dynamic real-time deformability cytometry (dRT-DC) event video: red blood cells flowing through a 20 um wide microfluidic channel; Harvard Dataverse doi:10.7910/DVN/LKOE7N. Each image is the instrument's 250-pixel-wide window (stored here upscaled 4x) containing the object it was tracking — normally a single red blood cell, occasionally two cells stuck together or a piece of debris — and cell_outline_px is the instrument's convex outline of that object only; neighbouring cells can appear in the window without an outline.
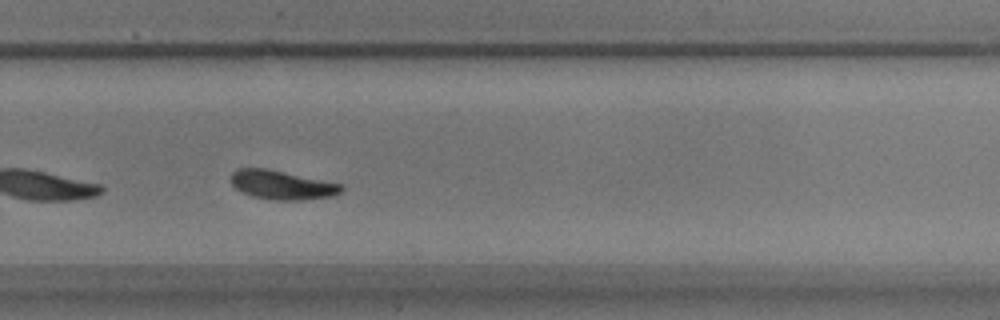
{"species": "common noctule bat (a hibernating species)", "species_latin": "Nyctalus noctula", "temperature_condition": "warm", "stored_images_in_passage": 31, "camera_frame_rate_fps": 3000, "um_per_image_px": 0.085, "animal": {"sex": "male", "body_mass_g": 17.9}, "frame": {"image": 1, "passage_image": 22, "time_ms": 7.0, "image_size_px": [1000, 320], "cell_outline_px": [[344, 188], [340, 192], [332, 196], [304, 200], [272, 200], [252, 196], [240, 192], [232, 184], [228, 176], [236, 168], [268, 168], [344, 184]], "centroid_in_image_um": [23.94, 15.71], "position_along_channel_um": 305.9, "area_um2": 19.07}, "authors_computed_cell_mechanics": {"area_um2": 18.7272, "velocity_mm_per_s": 3.4713, "shape_relaxation_time_tau1_ms": 2.676, "shape_relaxation_time_tau2_ms": 4.4471, "deformation_change_tau1": 0.1012, "deformation_change_tau2": 0.0852}}